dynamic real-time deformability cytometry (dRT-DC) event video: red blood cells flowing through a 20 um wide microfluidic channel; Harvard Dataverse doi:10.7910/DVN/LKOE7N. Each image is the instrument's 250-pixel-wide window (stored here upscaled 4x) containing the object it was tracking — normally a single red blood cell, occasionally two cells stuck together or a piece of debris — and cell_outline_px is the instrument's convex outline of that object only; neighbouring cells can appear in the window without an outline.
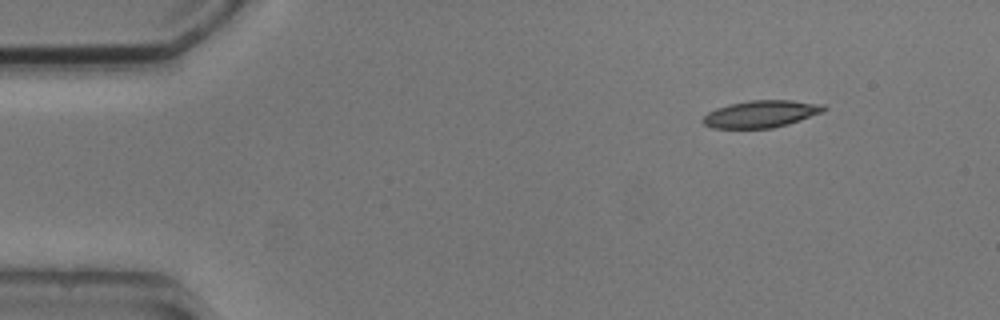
{"species": "common noctule bat (a hibernating species)", "species_latin": "Nyctalus noctula", "temperature_condition": "cold", "stored_images_in_passage": 5, "camera_frame_rate_fps": 3000, "um_per_image_px": 0.085, "animal": {"sex": "male", "body_mass_g": 20.5, "forearm_length_mm": 52.5}, "frame": {"image": 1, "passage_image": 1, "time_ms": 0.0, "image_size_px": [1000, 320], "cell_outline_px": [[828, 108], [824, 112], [788, 124], [772, 128], [712, 128], [704, 124], [700, 120], [708, 112], [716, 108], [728, 104], [748, 100], [792, 100], [824, 104]], "centroid_in_image_um": [64.7, 9.68], "position_along_channel_um": 20.3, "area_um2": 19.31}}
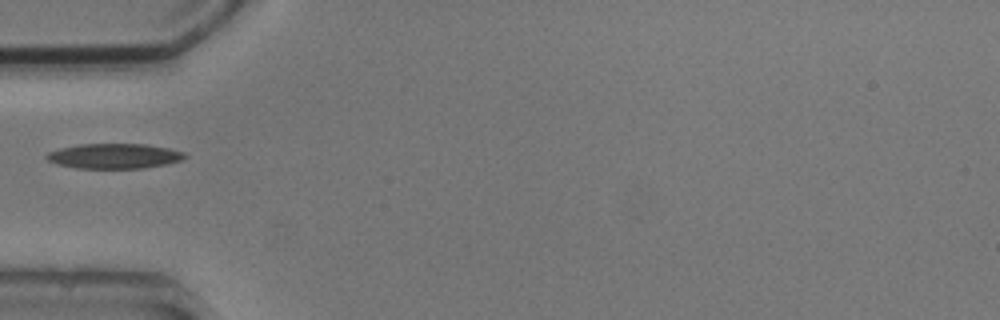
{"frame": {"image": 2, "passage_image": 3, "time_ms": 3.667, "image_size_px": [1000, 320], "cell_outline_px": [[188, 156], [180, 160], [164, 164], [144, 168], [76, 168], [56, 164], [48, 160], [44, 156], [48, 152], [60, 148], [80, 144], [148, 144], [168, 148], [184, 152]], "centroid_in_image_um": [9.69, 13.26], "position_along_channel_um": 75.3, "area_um2": 20.11}}